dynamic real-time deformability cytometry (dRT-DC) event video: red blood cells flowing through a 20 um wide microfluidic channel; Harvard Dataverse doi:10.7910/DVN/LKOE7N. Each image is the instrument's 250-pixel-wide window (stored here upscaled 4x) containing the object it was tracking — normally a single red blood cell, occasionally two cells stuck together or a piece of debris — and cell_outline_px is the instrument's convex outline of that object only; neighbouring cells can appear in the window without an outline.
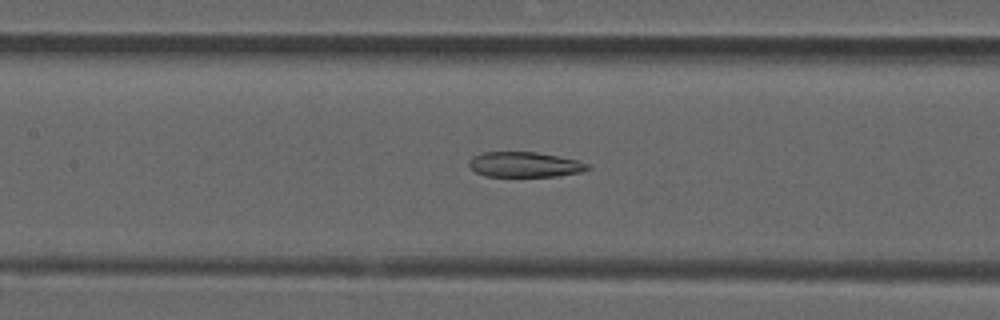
{"species": "common noctule bat (a hibernating species)", "species_latin": "Nyctalus noctula", "temperature_condition": "room temperature", "stored_images_in_passage": 51, "camera_frame_rate_fps": 3000, "um_per_image_px": 0.085, "animal": {"sex": "male", "forearm_length_mm": 52.5}, "frame": {"image": 1, "passage_image": 23, "time_ms": 7.333, "image_size_px": [1000, 320], "cell_outline_px": [[592, 168], [580, 172], [556, 176], [484, 176], [476, 172], [468, 164], [468, 160], [472, 156], [480, 152], [536, 152], [560, 156], [592, 164]], "centroid_in_image_um": [44.61, 13.98], "position_along_channel_um": 162.8, "area_um2": 17.57}}
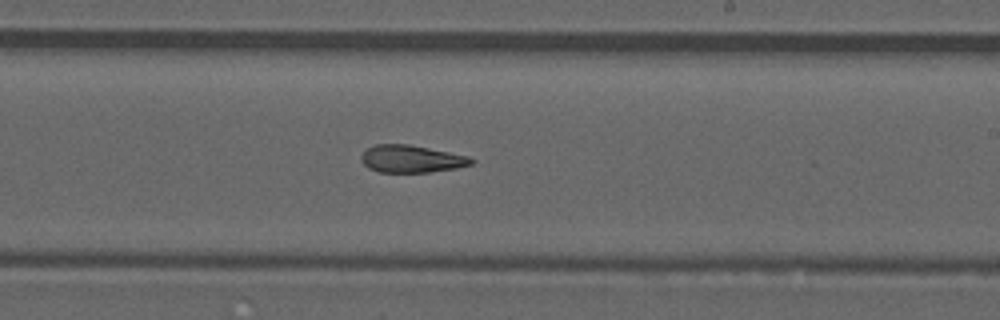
{"frame": {"image": 2, "passage_image": 30, "time_ms": 9.667, "image_size_px": [1000, 320], "cell_outline_px": [[476, 160], [472, 164], [456, 168], [428, 172], [380, 172], [368, 168], [364, 164], [360, 156], [368, 148], [376, 144], [408, 144], [468, 156]], "centroid_in_image_um": [34.97, 13.51], "position_along_channel_um": 254.0, "area_um2": 17.4}}
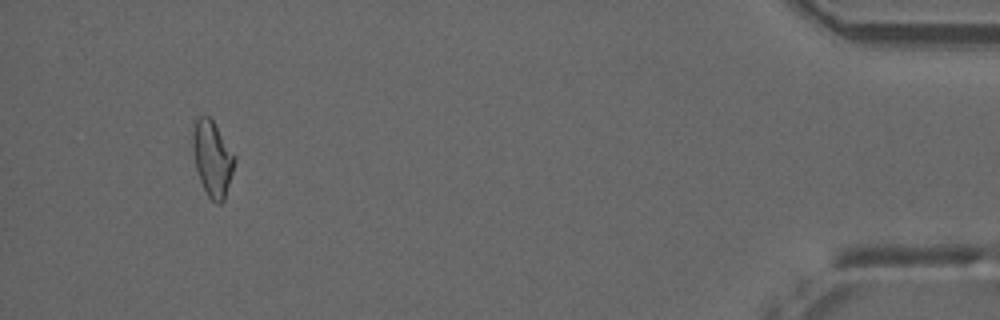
{"frame": {"image": 3, "passage_image": 48, "time_ms": 15.667, "image_size_px": [1000, 320], "cell_outline_px": [[236, 160], [224, 200], [220, 204], [216, 204], [208, 196], [200, 180], [196, 168], [192, 148], [192, 132], [196, 116], [208, 116], [212, 120], [236, 156]], "centroid_in_image_um": [18.04, 13.46], "position_along_channel_um": 417.2, "area_um2": 18.38}, "authors_computed_cell_mechanics": {"area_um2": 18.5538, "velocity_mm_per_s": 3.9291, "shape_relaxation_time_tau1_ms": null, "shape_relaxation_time_tau2_ms": 4.1628, "deformation_change_tau1": null, "deformation_change_tau2": 0.124}}